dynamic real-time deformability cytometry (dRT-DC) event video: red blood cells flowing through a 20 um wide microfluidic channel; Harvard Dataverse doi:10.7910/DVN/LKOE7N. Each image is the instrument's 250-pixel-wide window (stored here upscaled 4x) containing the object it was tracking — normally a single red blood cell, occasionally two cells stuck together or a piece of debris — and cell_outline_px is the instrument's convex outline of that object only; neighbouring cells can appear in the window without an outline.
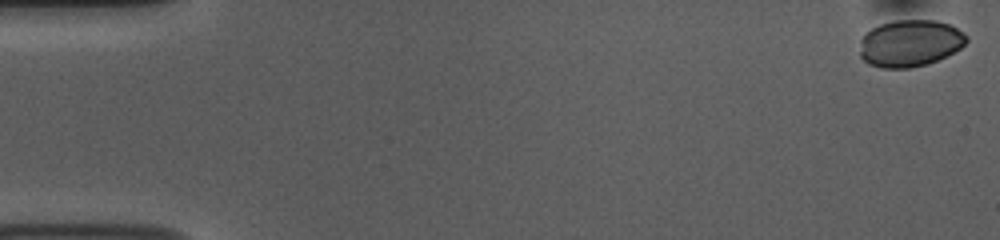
{"species": "common noctule bat (a hibernating species)", "species_latin": "Nyctalus noctula", "temperature_condition": "room temperature", "stored_images_in_passage": 53, "camera_frame_rate_fps": 3000, "um_per_image_px": 0.085, "animal": {"sex": "female", "body_mass_g": 10.0, "forearm_length_mm": 53.1}, "frame": {"image": 1, "passage_image": 1, "time_ms": 0.0, "image_size_px": [1000, 240], "cell_outline_px": [[968, 40], [960, 48], [928, 64], [908, 68], [880, 68], [868, 64], [860, 56], [860, 40], [872, 28], [880, 24], [896, 20], [936, 20], [948, 24], [956, 28], [968, 36]], "centroid_in_image_um": [77.33, 3.68], "position_along_channel_um": 7.7, "area_um2": 29.02}}
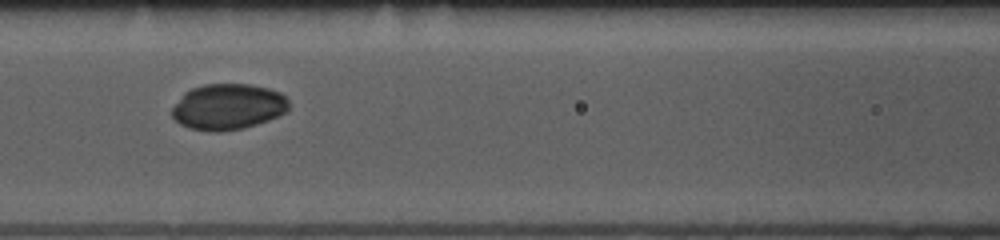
{"frame": {"image": 2, "passage_image": 23, "time_ms": 7.333, "image_size_px": [1000, 240], "cell_outline_px": [[288, 112], [280, 116], [244, 128], [220, 132], [212, 132], [188, 128], [180, 124], [172, 116], [172, 108], [184, 92], [192, 88], [204, 84], [248, 84], [268, 88], [280, 92], [288, 100]], "centroid_in_image_um": [19.38, 9.08], "position_along_channel_um": 147.2, "area_um2": 31.44}}
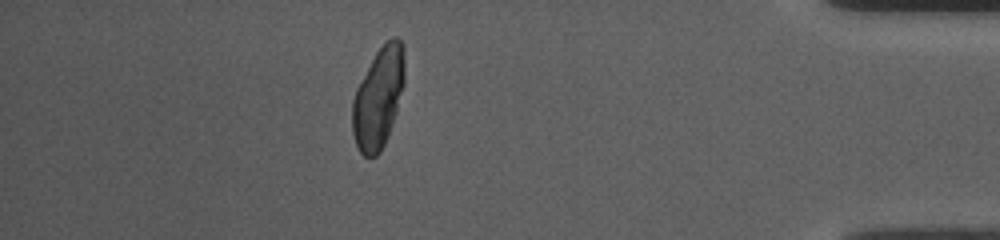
{"frame": {"image": 3, "passage_image": 47, "time_ms": 15.333, "image_size_px": [1000, 240], "cell_outline_px": [[404, 84], [396, 112], [388, 136], [380, 152], [376, 156], [364, 156], [360, 152], [356, 144], [352, 132], [352, 100], [356, 88], [376, 52], [392, 36], [396, 36], [404, 44]], "centroid_in_image_um": [32.16, 8.31], "position_along_channel_um": 403.0, "area_um2": 30.58}}